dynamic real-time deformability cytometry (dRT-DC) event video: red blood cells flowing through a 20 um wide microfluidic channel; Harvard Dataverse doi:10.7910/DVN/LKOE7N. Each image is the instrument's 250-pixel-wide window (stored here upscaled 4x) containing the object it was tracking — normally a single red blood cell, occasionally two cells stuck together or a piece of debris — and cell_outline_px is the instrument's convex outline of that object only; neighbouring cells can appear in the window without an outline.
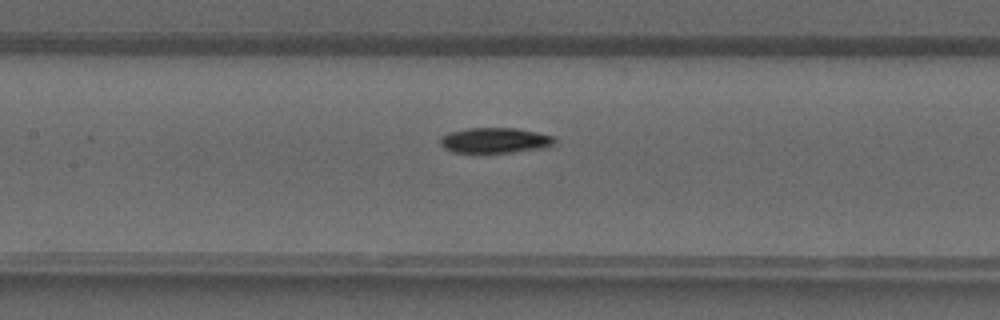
{"species": "common noctule bat (a hibernating species)", "species_latin": "Nyctalus noctula", "temperature_condition": "warm", "stored_images_in_passage": 33, "camera_frame_rate_fps": 3000, "um_per_image_px": 0.085, "animal": {"sex": "male", "forearm_length_mm": 52.5}, "frame": {"image": 1, "passage_image": 11, "time_ms": 3.333, "image_size_px": [1000, 320], "cell_outline_px": [[556, 144], [544, 148], [512, 152], [452, 152], [444, 148], [440, 144], [440, 136], [448, 132], [468, 128], [516, 128], [536, 132], [552, 136], [556, 140]], "centroid_in_image_um": [42.06, 11.93], "position_along_channel_um": 165.3, "area_um2": 16.94}}
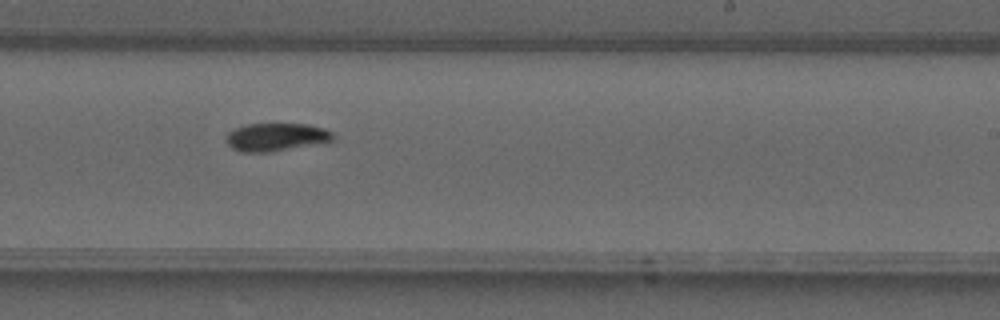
{"frame": {"image": 2, "passage_image": 17, "time_ms": 5.333, "image_size_px": [1000, 320], "cell_outline_px": [[332, 140], [328, 144], [272, 152], [240, 152], [232, 148], [224, 140], [224, 136], [232, 128], [244, 124], [308, 124], [324, 128], [332, 132]], "centroid_in_image_um": [23.47, 11.67], "position_along_channel_um": 265.5, "area_um2": 18.15}}
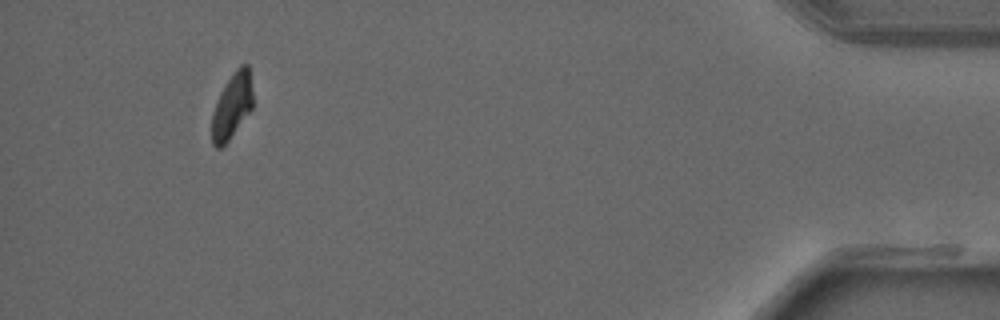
{"frame": {"image": 3, "passage_image": 30, "time_ms": 9.667, "image_size_px": [1000, 320], "cell_outline_px": [[252, 108], [228, 140], [220, 148], [216, 148], [212, 144], [212, 116], [220, 92], [224, 84], [236, 68], [240, 64], [248, 64], [252, 92]], "centroid_in_image_um": [19.71, 8.97], "position_along_channel_um": 415.5, "area_um2": 15.32}}